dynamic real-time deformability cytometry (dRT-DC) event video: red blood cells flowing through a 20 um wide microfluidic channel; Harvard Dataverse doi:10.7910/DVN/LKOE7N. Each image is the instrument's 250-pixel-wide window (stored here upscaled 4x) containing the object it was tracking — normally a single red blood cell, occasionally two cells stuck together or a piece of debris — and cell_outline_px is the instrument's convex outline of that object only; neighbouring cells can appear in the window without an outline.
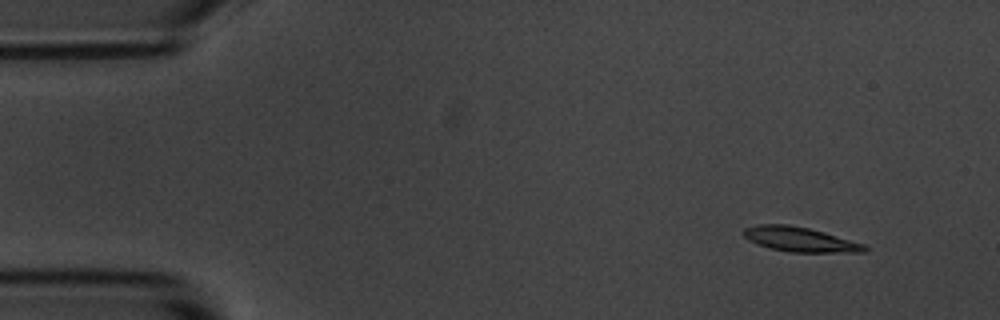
{"species": "common noctule bat (a hibernating species)", "species_latin": "Nyctalus noctula", "temperature_condition": "room temperature", "stored_images_in_passage": 5, "camera_frame_rate_fps": 3000, "um_per_image_px": 0.085, "animal": {"sex": "male", "body_mass_g": 20.1, "forearm_length_mm": 53.5}, "frame": {"image": 1, "passage_image": 2, "time_ms": 1.333, "image_size_px": [1000, 320], "cell_outline_px": [[868, 252], [788, 252], [768, 248], [756, 244], [748, 240], [740, 232], [744, 228], [756, 224], [788, 224], [808, 228], [864, 244], [868, 248]], "centroid_in_image_um": [67.92, 20.35], "position_along_channel_um": 17.1, "area_um2": 17.46}}
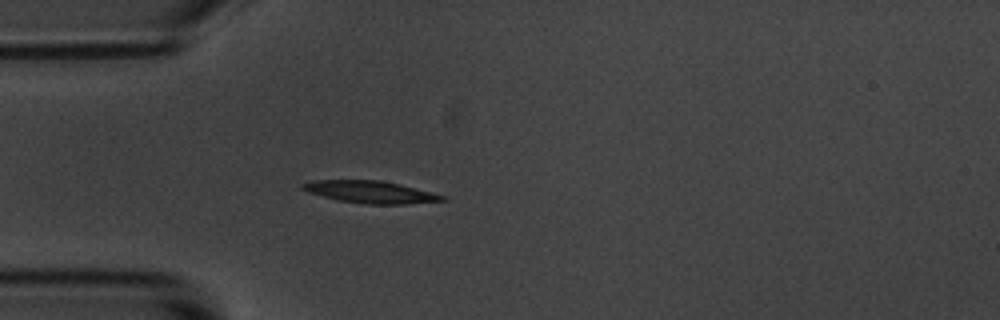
{"frame": {"image": 2, "passage_image": 5, "time_ms": 4.667, "image_size_px": [1000, 320], "cell_outline_px": [[448, 200], [408, 204], [364, 204], [336, 200], [308, 192], [300, 188], [300, 184], [312, 180], [380, 180], [400, 184], [448, 196]], "centroid_in_image_um": [31.5, 16.32], "position_along_channel_um": 53.5, "area_um2": 18.32}}